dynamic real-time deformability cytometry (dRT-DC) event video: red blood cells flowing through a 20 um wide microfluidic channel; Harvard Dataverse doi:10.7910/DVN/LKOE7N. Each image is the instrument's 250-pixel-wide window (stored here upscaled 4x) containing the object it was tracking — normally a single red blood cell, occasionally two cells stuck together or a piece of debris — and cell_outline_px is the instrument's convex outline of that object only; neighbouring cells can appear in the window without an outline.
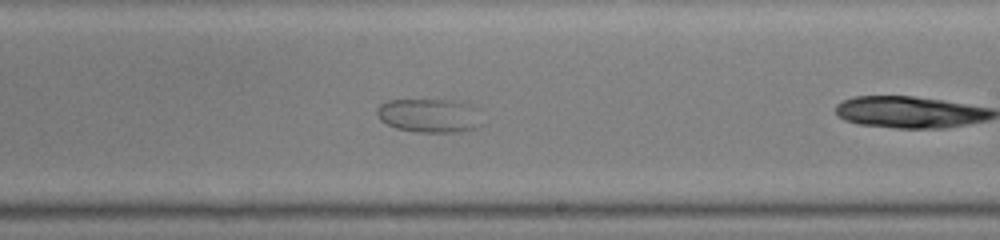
{"species": "common noctule bat (a hibernating species)", "species_latin": "Nyctalus noctula", "temperature_condition": "warm", "stored_images_in_passage": 20, "camera_frame_rate_fps": 3000, "um_per_image_px": 0.085, "animal": {"sex": "male", "body_mass_g": 19.0, "forearm_length_mm": 50.8}, "frame": {"image": 1, "passage_image": 17, "time_ms": 5.333, "image_size_px": [1000, 240], "cell_outline_px": [[472, 128], [456, 132], [416, 132], [396, 128], [380, 120], [376, 112], [376, 108], [380, 104], [388, 100], [448, 100], [460, 104], [472, 124]], "centroid_in_image_um": [36.07, 9.83], "position_along_channel_um": 252.9, "area_um2": 18.61}}